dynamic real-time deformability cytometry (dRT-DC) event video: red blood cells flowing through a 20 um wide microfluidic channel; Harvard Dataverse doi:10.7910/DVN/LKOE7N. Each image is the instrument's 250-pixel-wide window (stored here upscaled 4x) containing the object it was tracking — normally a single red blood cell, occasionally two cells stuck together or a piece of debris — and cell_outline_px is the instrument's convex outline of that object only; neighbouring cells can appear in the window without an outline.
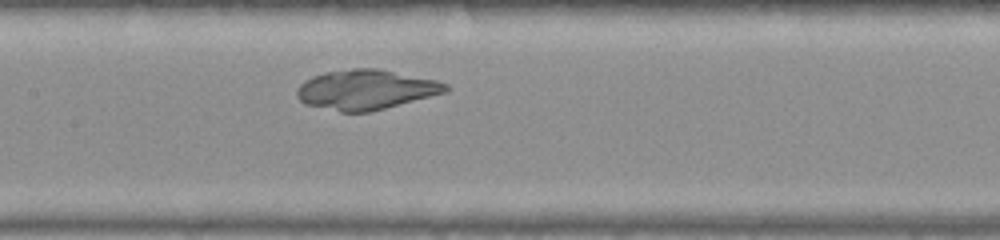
{"species": "common noctule bat (a hibernating species)", "species_latin": "Nyctalus noctula", "temperature_condition": "warm", "stored_images_in_passage": 30, "camera_frame_rate_fps": 3000, "um_per_image_px": 0.085, "animal": {"sex": "female", "body_mass_g": 22.0, "forearm_length_mm": 56.7}, "frame": {"image": 1, "passage_image": 13, "time_ms": 4.0, "image_size_px": [1000, 240], "cell_outline_px": [[448, 88], [444, 92], [372, 112], [340, 112], [304, 104], [296, 96], [296, 88], [304, 80], [312, 76], [324, 72], [352, 68], [380, 68], [436, 80], [448, 84]], "centroid_in_image_um": [31.04, 7.61], "position_along_channel_um": 176.4, "area_um2": 34.68}}
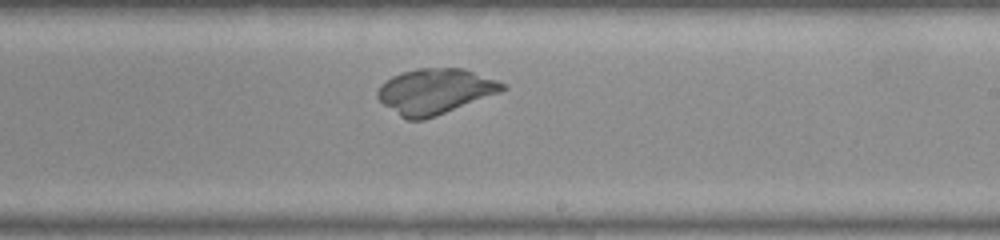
{"frame": {"image": 2, "passage_image": 19, "time_ms": 6.0, "image_size_px": [1000, 240], "cell_outline_px": [[508, 88], [500, 92], [436, 116], [424, 120], [408, 120], [400, 116], [384, 104], [376, 96], [376, 92], [380, 84], [384, 80], [392, 76], [416, 68], [464, 68], [496, 80], [504, 84]], "centroid_in_image_um": [36.95, 7.76], "position_along_channel_um": 252.1, "area_um2": 32.89}}
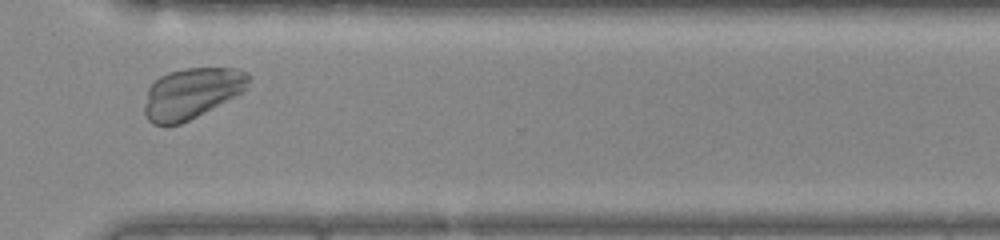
{"frame": {"image": 3, "passage_image": 27, "time_ms": 8.667, "image_size_px": [1000, 240], "cell_outline_px": [[252, 76], [248, 88], [196, 116], [180, 124], [152, 124], [148, 120], [144, 112], [144, 108], [148, 88], [160, 76], [168, 72], [184, 68], [236, 68], [248, 72]], "centroid_in_image_um": [16.3, 7.89], "position_along_channel_um": 354.3, "area_um2": 30.46}}